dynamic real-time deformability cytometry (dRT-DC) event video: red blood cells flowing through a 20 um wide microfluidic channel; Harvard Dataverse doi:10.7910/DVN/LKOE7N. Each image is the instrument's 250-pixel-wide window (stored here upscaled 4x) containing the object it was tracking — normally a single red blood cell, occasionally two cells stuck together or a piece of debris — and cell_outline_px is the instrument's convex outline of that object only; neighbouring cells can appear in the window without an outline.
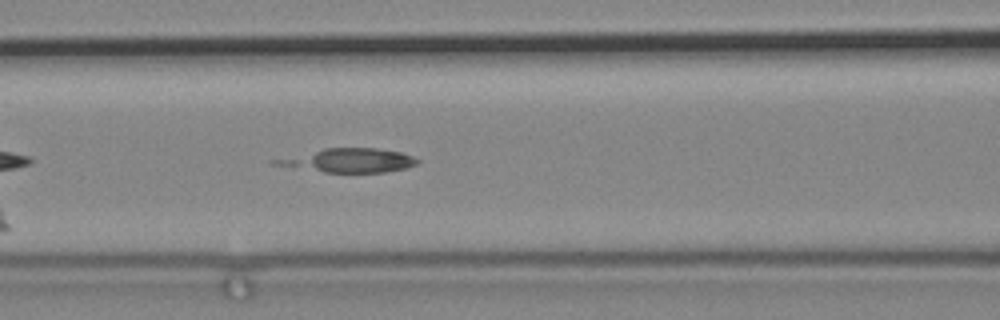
{"species": "common noctule bat (a hibernating species)", "species_latin": "Nyctalus noctula", "temperature_condition": "cold", "stored_images_in_passage": 6, "camera_frame_rate_fps": 3000, "um_per_image_px": 0.085, "animal": {"sex": "male", "body_mass_g": 19.2, "forearm_length_mm": 51.8}, "frame": {"image": 1, "passage_image": 6, "time_ms": 1.667, "image_size_px": [1000, 320], "cell_outline_px": [[420, 160], [416, 164], [404, 168], [384, 172], [324, 172], [308, 164], [304, 160], [316, 152], [324, 148], [376, 148], [400, 152], [412, 156]], "centroid_in_image_um": [30.58, 13.62], "position_along_channel_um": 136.0, "area_um2": 16.01}}